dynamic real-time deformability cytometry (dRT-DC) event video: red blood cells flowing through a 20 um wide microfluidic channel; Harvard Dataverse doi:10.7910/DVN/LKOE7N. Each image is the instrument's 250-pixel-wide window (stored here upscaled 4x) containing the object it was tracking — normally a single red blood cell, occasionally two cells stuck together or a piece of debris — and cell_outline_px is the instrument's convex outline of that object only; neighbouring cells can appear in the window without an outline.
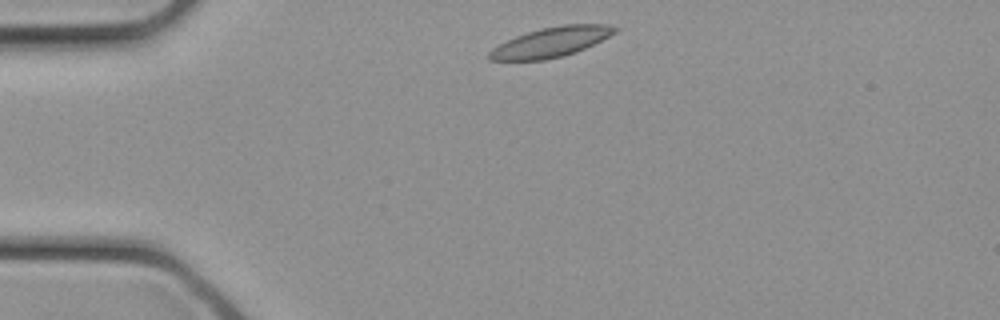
{"species": "common noctule bat (a hibernating species)", "species_latin": "Nyctalus noctula", "temperature_condition": "cold", "stored_images_in_passage": 26, "camera_frame_rate_fps": 3000, "um_per_image_px": 0.085, "animal": {"sex": "female", "body_mass_g": 21.9}, "frame": {"image": 1, "passage_image": 1, "time_ms": 0.0, "image_size_px": [1000, 320], "cell_outline_px": [[620, 28], [616, 32], [576, 52], [564, 56], [544, 60], [488, 60], [488, 52], [492, 48], [516, 36], [528, 32], [544, 28], [564, 24], [608, 24]], "centroid_in_image_um": [46.84, 3.58], "position_along_channel_um": 38.2, "area_um2": 21.56}}
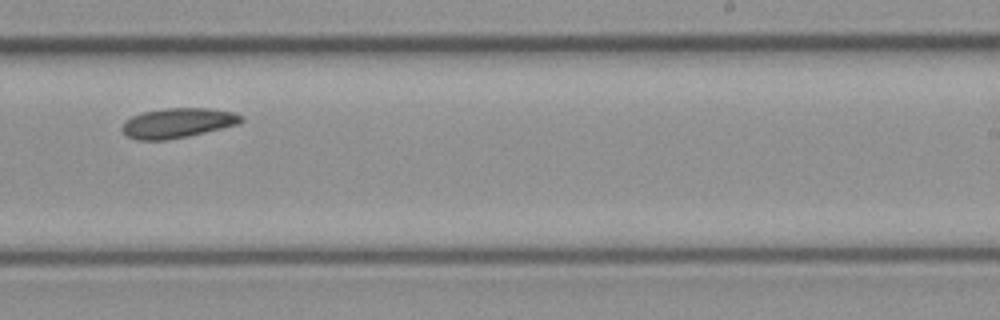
{"frame": {"image": 2, "passage_image": 14, "time_ms": 4.333, "image_size_px": [1000, 320], "cell_outline_px": [[244, 120], [240, 124], [188, 136], [168, 140], [136, 140], [128, 136], [120, 128], [124, 120], [132, 116], [144, 112], [164, 108], [208, 108], [232, 112], [244, 116]], "centroid_in_image_um": [15.1, 10.45], "position_along_channel_um": 273.9, "area_um2": 20.81}}
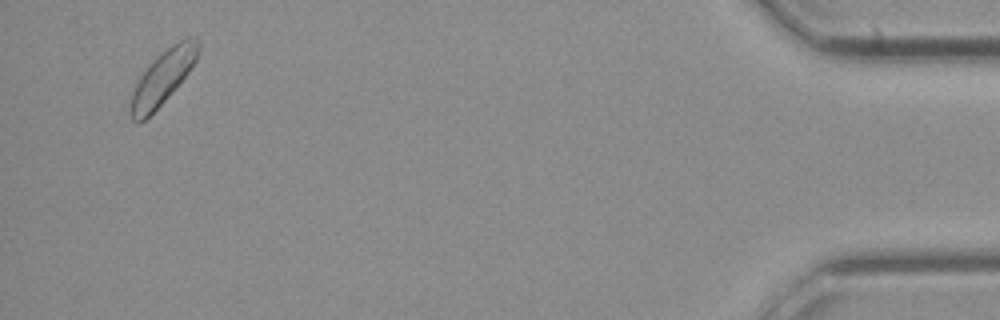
{"frame": {"image": 3, "passage_image": 25, "time_ms": 8.0, "image_size_px": [1000, 320], "cell_outline_px": [[200, 52], [196, 60], [188, 72], [172, 92], [144, 120], [132, 120], [128, 112], [128, 108], [132, 92], [140, 76], [148, 64], [160, 52], [184, 36], [196, 36], [200, 40]], "centroid_in_image_um": [13.85, 6.5], "position_along_channel_um": 421.4, "area_um2": 21.44}}